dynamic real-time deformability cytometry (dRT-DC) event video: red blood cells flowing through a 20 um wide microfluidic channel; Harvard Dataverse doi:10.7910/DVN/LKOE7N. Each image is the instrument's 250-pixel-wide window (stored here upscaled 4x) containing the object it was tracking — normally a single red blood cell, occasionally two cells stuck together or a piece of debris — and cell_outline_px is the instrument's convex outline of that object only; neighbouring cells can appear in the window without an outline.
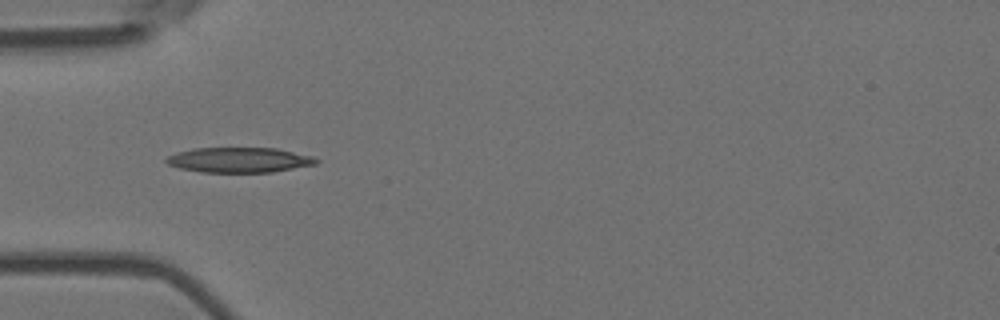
{"species": "Egyptian fruit bat (a non-hibernating species)", "species_latin": "Rousettus aegyptiacus", "temperature_condition": "room temperature", "stored_images_in_passage": 12, "camera_frame_rate_fps": 3000, "um_per_image_px": 0.085, "animal": {"sex": "female"}, "frame": {"image": 1, "passage_image": 3, "time_ms": 0.667, "image_size_px": [1000, 320], "cell_outline_px": [[320, 160], [316, 164], [272, 172], [200, 172], [180, 168], [168, 164], [164, 160], [168, 156], [176, 152], [192, 148], [276, 148], [312, 156]], "centroid_in_image_um": [20.31, 13.59], "position_along_channel_um": 64.7, "area_um2": 21.91}}
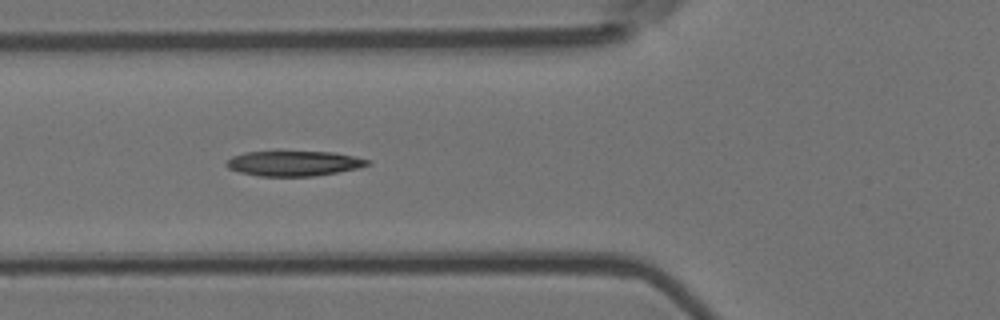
{"frame": {"image": 2, "passage_image": 6, "time_ms": 1.667, "image_size_px": [1000, 320], "cell_outline_px": [[372, 164], [356, 168], [336, 172], [312, 176], [260, 176], [240, 172], [228, 168], [224, 164], [232, 156], [244, 152], [332, 152], [372, 160]], "centroid_in_image_um": [24.97, 13.89], "position_along_channel_um": 100.8, "area_um2": 20.4}}
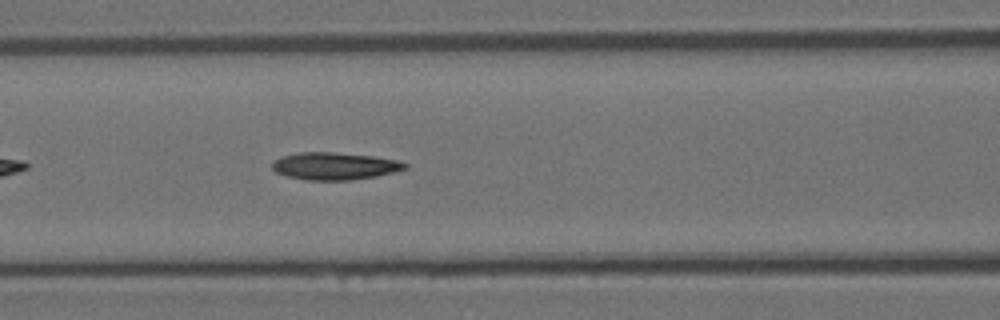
{"frame": {"image": 3, "passage_image": 9, "time_ms": 2.667, "image_size_px": [1000, 320], "cell_outline_px": [[408, 168], [376, 176], [352, 180], [304, 180], [288, 176], [276, 172], [272, 168], [272, 160], [280, 156], [300, 152], [332, 152], [372, 156], [396, 160], [408, 164]], "centroid_in_image_um": [28.4, 14.11], "position_along_channel_um": 138.2, "area_um2": 21.15}}